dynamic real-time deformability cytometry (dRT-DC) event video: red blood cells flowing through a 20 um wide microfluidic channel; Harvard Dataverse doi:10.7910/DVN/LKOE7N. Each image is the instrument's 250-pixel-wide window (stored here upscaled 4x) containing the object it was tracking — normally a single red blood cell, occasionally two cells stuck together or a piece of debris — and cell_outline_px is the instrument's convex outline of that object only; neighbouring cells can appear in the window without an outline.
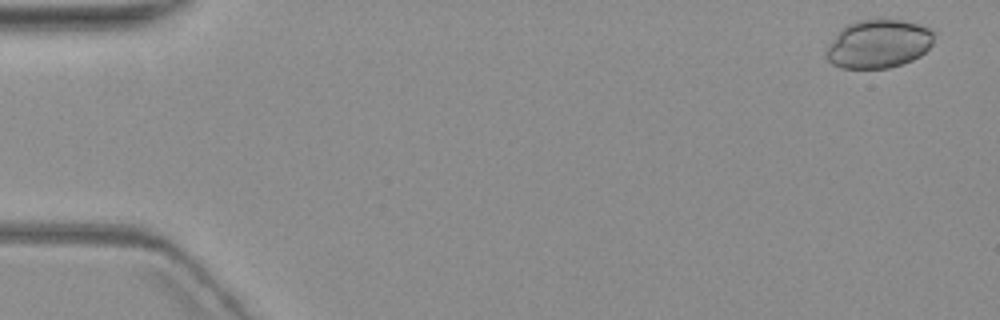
{"species": "common noctule bat (a hibernating species)", "species_latin": "Nyctalus noctula", "temperature_condition": "warm", "stored_images_in_passage": 4, "camera_frame_rate_fps": 3000, "um_per_image_px": 0.085, "animal": {"sex": "female", "body_mass_g": 19.3, "forearm_length_mm": 54.1}, "frame": {"image": 1, "passage_image": 1, "time_ms": 0.0, "image_size_px": [1000, 320], "cell_outline_px": [[936, 32], [932, 44], [920, 56], [912, 60], [888, 68], [840, 68], [832, 64], [828, 60], [824, 52], [840, 28], [856, 20], [900, 20], [920, 24], [936, 28]], "centroid_in_image_um": [74.7, 3.72], "position_along_channel_um": 10.3, "area_um2": 30.75}}